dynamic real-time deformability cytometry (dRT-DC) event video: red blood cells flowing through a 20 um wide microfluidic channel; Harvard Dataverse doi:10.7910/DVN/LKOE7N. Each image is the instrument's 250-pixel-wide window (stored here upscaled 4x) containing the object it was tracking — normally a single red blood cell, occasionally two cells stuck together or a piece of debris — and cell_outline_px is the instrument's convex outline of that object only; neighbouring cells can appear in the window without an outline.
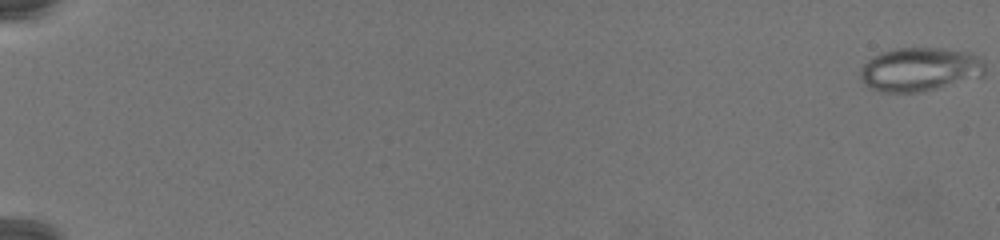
{"species": "common noctule bat (a hibernating species)", "species_latin": "Nyctalus noctula", "temperature_condition": "warm", "stored_images_in_passage": 80, "camera_frame_rate_fps": 3000, "um_per_image_px": 0.085, "animal": {"sex": "female", "body_mass_g": 19.5, "forearm_length_mm": 54.1}, "frame": {"image": 1, "passage_image": 1, "time_ms": 0.0, "image_size_px": [1000, 240], "cell_outline_px": [[984, 76], [924, 92], [880, 92], [868, 88], [860, 80], [860, 68], [868, 60], [880, 52], [896, 48], [944, 48], [968, 52], [980, 56], [984, 60]], "centroid_in_image_um": [78.18, 5.9], "position_along_channel_um": 6.8, "area_um2": 32.31}}
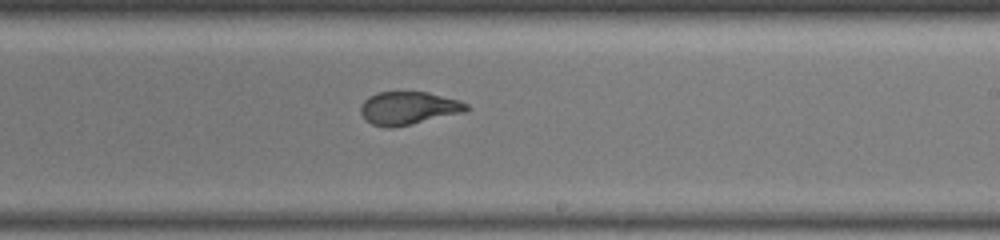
{"frame": {"image": 2, "passage_image": 52, "time_ms": 17.0, "image_size_px": [1000, 240], "cell_outline_px": [[472, 108], [464, 112], [412, 124], [392, 128], [388, 128], [372, 124], [364, 120], [360, 112], [360, 108], [364, 100], [368, 96], [376, 92], [428, 92], [460, 100], [468, 104]], "centroid_in_image_um": [34.71, 9.19], "position_along_channel_um": 254.3, "area_um2": 20.58}}
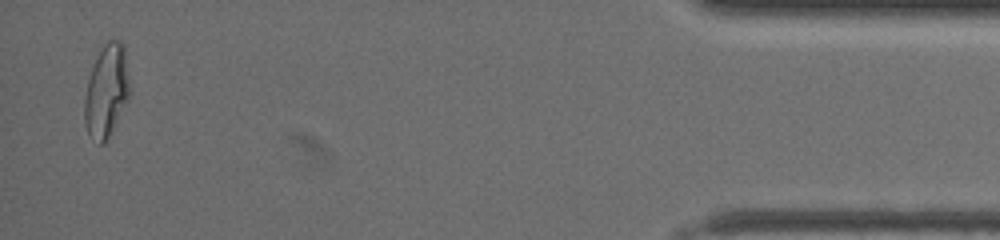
{"frame": {"image": 3, "passage_image": 78, "time_ms": 25.667, "image_size_px": [1000, 240], "cell_outline_px": [[128, 100], [104, 144], [100, 144], [88, 132], [84, 120], [84, 100], [88, 80], [92, 68], [104, 40], [120, 40], [124, 44], [128, 76]], "centroid_in_image_um": [9.04, 7.68], "position_along_channel_um": 426.2, "area_um2": 23.93}}